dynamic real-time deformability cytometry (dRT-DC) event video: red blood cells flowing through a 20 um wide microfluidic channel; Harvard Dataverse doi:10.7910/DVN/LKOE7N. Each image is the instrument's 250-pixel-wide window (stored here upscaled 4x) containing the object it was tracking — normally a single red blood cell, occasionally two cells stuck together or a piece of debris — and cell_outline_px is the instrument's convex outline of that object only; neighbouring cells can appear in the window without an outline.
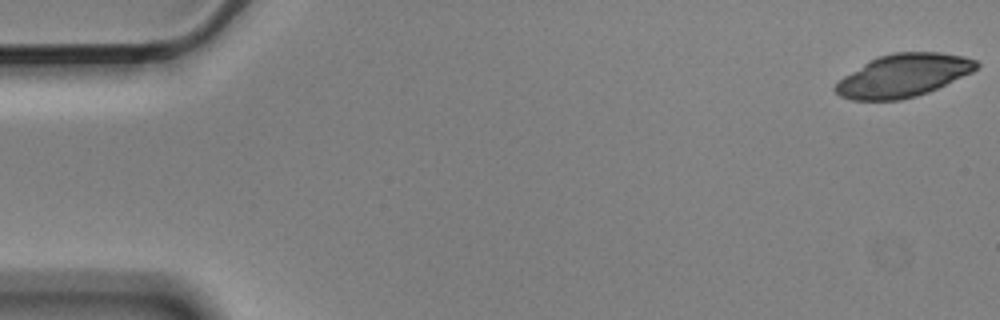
{"species": "Egyptian fruit bat (a non-hibernating species)", "species_latin": "Rousettus aegyptiacus", "temperature_condition": "cold", "stored_images_in_passage": 6, "segment_of_instrument_passage": [1, 2], "camera_frame_rate_fps": 3000, "um_per_image_px": 0.085, "animal": {"sex": "male"}, "frame": {"image": 1, "passage_image": 1, "time_ms": 0.0, "image_size_px": [1000, 320], "cell_outline_px": [[980, 64], [972, 72], [928, 92], [916, 96], [900, 100], [852, 100], [840, 96], [832, 88], [844, 76], [868, 60], [876, 56], [892, 52], [940, 52], [964, 56], [976, 60]], "centroid_in_image_um": [76.76, 6.41], "position_along_channel_um": 8.2, "area_um2": 35.26}}